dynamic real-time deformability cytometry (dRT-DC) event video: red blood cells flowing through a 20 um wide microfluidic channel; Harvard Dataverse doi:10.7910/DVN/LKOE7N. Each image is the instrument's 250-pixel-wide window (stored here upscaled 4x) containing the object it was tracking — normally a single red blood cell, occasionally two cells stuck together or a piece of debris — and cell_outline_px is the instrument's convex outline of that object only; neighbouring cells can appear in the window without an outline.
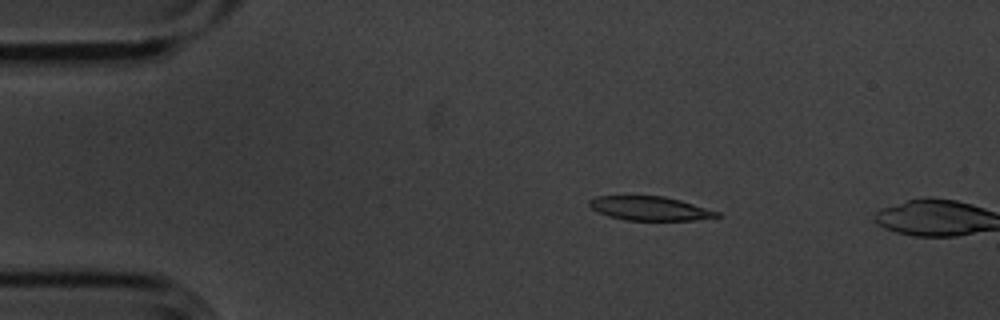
{"species": "common noctule bat (a hibernating species)", "species_latin": "Nyctalus noctula", "temperature_condition": "cold", "stored_images_in_passage": 2, "camera_frame_rate_fps": 3000, "um_per_image_px": 0.085, "animal": {"sex": "male", "body_mass_g": 20.1, "forearm_length_mm": 53.5}, "frame": {"image": 1, "passage_image": 1, "time_ms": 0.0, "image_size_px": [1000, 320], "cell_outline_px": [[724, 216], [692, 220], [624, 220], [608, 216], [592, 208], [588, 204], [588, 200], [596, 196], [664, 196], [680, 200], [720, 212]], "centroid_in_image_um": [55.25, 17.71], "position_along_channel_um": 29.7, "area_um2": 17.8}}